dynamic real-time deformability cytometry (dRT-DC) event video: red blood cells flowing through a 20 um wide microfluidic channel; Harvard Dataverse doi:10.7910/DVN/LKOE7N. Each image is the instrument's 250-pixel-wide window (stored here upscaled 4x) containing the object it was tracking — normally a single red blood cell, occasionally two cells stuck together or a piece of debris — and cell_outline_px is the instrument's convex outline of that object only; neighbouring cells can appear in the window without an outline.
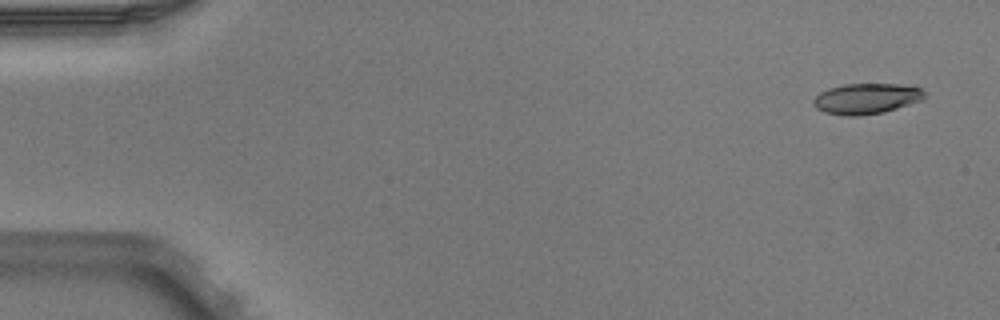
{"species": "Egyptian fruit bat (a non-hibernating species)", "species_latin": "Rousettus aegyptiacus", "temperature_condition": "warm", "stored_images_in_passage": 6, "camera_frame_rate_fps": 3000, "um_per_image_px": 0.085, "animal": {"sex": "male"}, "frame": {"image": 1, "passage_image": 1, "time_ms": 0.0, "image_size_px": [1000, 320], "cell_outline_px": [[924, 96], [920, 100], [884, 112], [860, 116], [844, 116], [824, 112], [816, 108], [812, 104], [812, 100], [820, 92], [828, 88], [844, 84], [900, 84], [920, 88], [924, 92]], "centroid_in_image_um": [73.57, 8.39], "position_along_channel_um": 11.4, "area_um2": 19.77}}
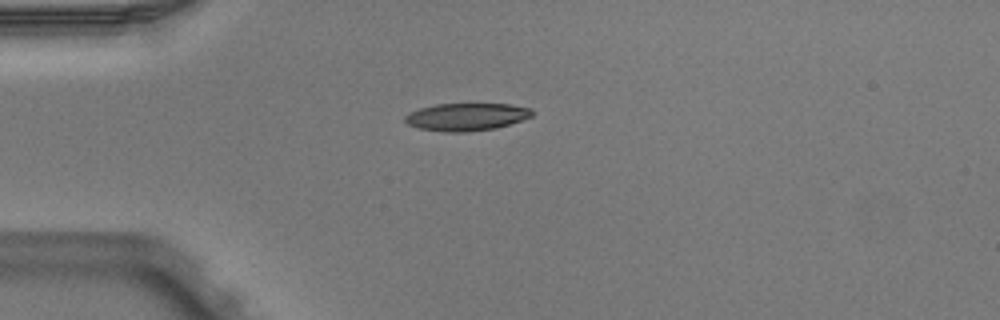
{"frame": {"image": 2, "passage_image": 4, "time_ms": 1.0, "image_size_px": [1000, 320], "cell_outline_px": [[532, 116], [496, 128], [468, 132], [444, 132], [420, 128], [408, 124], [404, 120], [404, 116], [408, 112], [420, 108], [436, 104], [512, 104], [532, 108]], "centroid_in_image_um": [39.63, 9.93], "position_along_channel_um": 45.4, "area_um2": 20.4}}
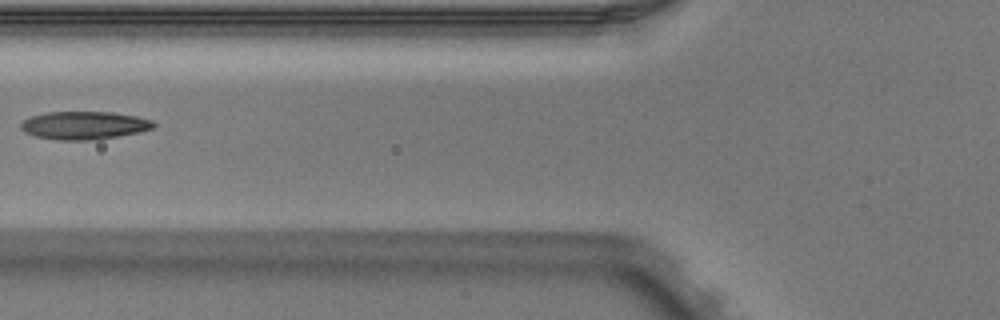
{"frame": {"image": 3, "passage_image": 6, "time_ms": 1.667, "image_size_px": [1000, 320], "cell_outline_px": [[156, 124], [152, 128], [120, 136], [96, 140], [56, 140], [36, 136], [24, 132], [20, 128], [20, 124], [24, 120], [32, 116], [48, 112], [112, 112], [136, 116], [152, 120]], "centroid_in_image_um": [7.14, 10.66], "position_along_channel_um": 118.7, "area_um2": 21.62}}